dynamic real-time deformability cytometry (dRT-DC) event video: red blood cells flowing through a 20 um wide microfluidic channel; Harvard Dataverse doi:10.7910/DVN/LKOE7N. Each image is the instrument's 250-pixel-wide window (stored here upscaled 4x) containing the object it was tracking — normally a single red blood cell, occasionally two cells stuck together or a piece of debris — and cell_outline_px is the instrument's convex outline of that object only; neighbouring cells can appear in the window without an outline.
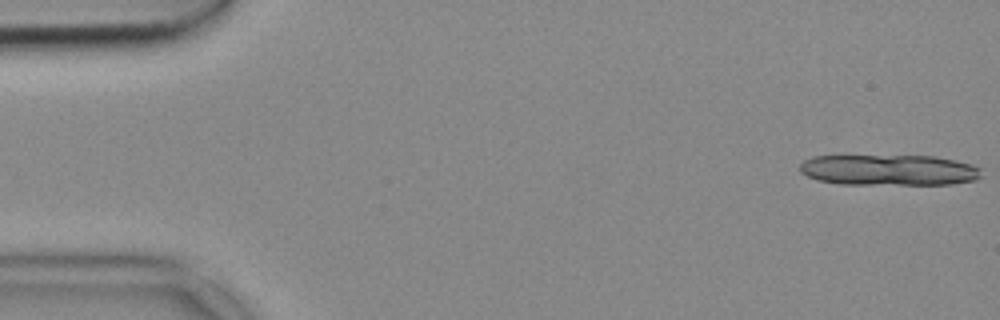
{"species": "common noctule bat (a hibernating species)", "species_latin": "Nyctalus noctula", "temperature_condition": "cold", "stored_images_in_passage": 11, "camera_frame_rate_fps": 3000, "um_per_image_px": 0.085, "animal": {"sex": "female", "body_mass_g": 18.4}, "frame": {"image": 1, "passage_image": 1, "time_ms": 0.0, "image_size_px": [1000, 320], "cell_outline_px": [[980, 176], [976, 180], [952, 184], [840, 184], [816, 180], [800, 172], [800, 164], [804, 160], [812, 156], [936, 156], [972, 164], [980, 168]], "centroid_in_image_um": [75.55, 14.45], "position_along_channel_um": 9.5, "area_um2": 32.71}}